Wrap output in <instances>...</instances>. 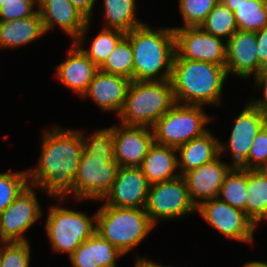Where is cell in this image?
Here are the masks:
<instances>
[{"label": "cell", "mask_w": 267, "mask_h": 267, "mask_svg": "<svg viewBox=\"0 0 267 267\" xmlns=\"http://www.w3.org/2000/svg\"><path fill=\"white\" fill-rule=\"evenodd\" d=\"M244 107L234 119L228 144L219 143L220 155L230 151L233 167H240L247 160L257 133L266 125L265 112L249 101Z\"/></svg>", "instance_id": "4fadbf2b"}, {"label": "cell", "mask_w": 267, "mask_h": 267, "mask_svg": "<svg viewBox=\"0 0 267 267\" xmlns=\"http://www.w3.org/2000/svg\"><path fill=\"white\" fill-rule=\"evenodd\" d=\"M45 222L46 236L51 249L67 253L68 257L96 232V213L65 209L51 205Z\"/></svg>", "instance_id": "8992f818"}, {"label": "cell", "mask_w": 267, "mask_h": 267, "mask_svg": "<svg viewBox=\"0 0 267 267\" xmlns=\"http://www.w3.org/2000/svg\"><path fill=\"white\" fill-rule=\"evenodd\" d=\"M267 166V125L256 135L247 160L240 166L248 170H261Z\"/></svg>", "instance_id": "d590c367"}, {"label": "cell", "mask_w": 267, "mask_h": 267, "mask_svg": "<svg viewBox=\"0 0 267 267\" xmlns=\"http://www.w3.org/2000/svg\"><path fill=\"white\" fill-rule=\"evenodd\" d=\"M133 67L134 59L130 39L125 36L99 70L108 74L120 75L133 81Z\"/></svg>", "instance_id": "4dcf8cb0"}, {"label": "cell", "mask_w": 267, "mask_h": 267, "mask_svg": "<svg viewBox=\"0 0 267 267\" xmlns=\"http://www.w3.org/2000/svg\"><path fill=\"white\" fill-rule=\"evenodd\" d=\"M175 53L182 59L215 65L226 64V41L205 32L201 27L173 28Z\"/></svg>", "instance_id": "7c38bea8"}, {"label": "cell", "mask_w": 267, "mask_h": 267, "mask_svg": "<svg viewBox=\"0 0 267 267\" xmlns=\"http://www.w3.org/2000/svg\"><path fill=\"white\" fill-rule=\"evenodd\" d=\"M175 104L171 79L132 81L118 119L125 125L152 128Z\"/></svg>", "instance_id": "277c9868"}, {"label": "cell", "mask_w": 267, "mask_h": 267, "mask_svg": "<svg viewBox=\"0 0 267 267\" xmlns=\"http://www.w3.org/2000/svg\"><path fill=\"white\" fill-rule=\"evenodd\" d=\"M36 187L28 185L18 197L0 213V241H29L25 236L39 218L43 216Z\"/></svg>", "instance_id": "8fae6325"}, {"label": "cell", "mask_w": 267, "mask_h": 267, "mask_svg": "<svg viewBox=\"0 0 267 267\" xmlns=\"http://www.w3.org/2000/svg\"><path fill=\"white\" fill-rule=\"evenodd\" d=\"M227 78L222 65L182 59L175 53L171 82L178 104L221 105L222 90Z\"/></svg>", "instance_id": "7a4b0ae2"}, {"label": "cell", "mask_w": 267, "mask_h": 267, "mask_svg": "<svg viewBox=\"0 0 267 267\" xmlns=\"http://www.w3.org/2000/svg\"><path fill=\"white\" fill-rule=\"evenodd\" d=\"M31 244L24 242H2L1 267H29Z\"/></svg>", "instance_id": "e575fe53"}, {"label": "cell", "mask_w": 267, "mask_h": 267, "mask_svg": "<svg viewBox=\"0 0 267 267\" xmlns=\"http://www.w3.org/2000/svg\"><path fill=\"white\" fill-rule=\"evenodd\" d=\"M244 267H267L266 261H249L244 264Z\"/></svg>", "instance_id": "ee69618b"}, {"label": "cell", "mask_w": 267, "mask_h": 267, "mask_svg": "<svg viewBox=\"0 0 267 267\" xmlns=\"http://www.w3.org/2000/svg\"><path fill=\"white\" fill-rule=\"evenodd\" d=\"M154 227L145 208L102 205L96 212V232L124 255L139 246Z\"/></svg>", "instance_id": "5b68a950"}, {"label": "cell", "mask_w": 267, "mask_h": 267, "mask_svg": "<svg viewBox=\"0 0 267 267\" xmlns=\"http://www.w3.org/2000/svg\"><path fill=\"white\" fill-rule=\"evenodd\" d=\"M255 85L258 89L263 88V98H252L249 102L256 108H259L262 112L267 111V78H254Z\"/></svg>", "instance_id": "74e56055"}, {"label": "cell", "mask_w": 267, "mask_h": 267, "mask_svg": "<svg viewBox=\"0 0 267 267\" xmlns=\"http://www.w3.org/2000/svg\"><path fill=\"white\" fill-rule=\"evenodd\" d=\"M257 41V58L259 64L267 59V27L262 28L256 32Z\"/></svg>", "instance_id": "f35d334b"}, {"label": "cell", "mask_w": 267, "mask_h": 267, "mask_svg": "<svg viewBox=\"0 0 267 267\" xmlns=\"http://www.w3.org/2000/svg\"><path fill=\"white\" fill-rule=\"evenodd\" d=\"M134 265V267H163V265H160V263L156 264L155 262L151 261V259H146L140 255H137Z\"/></svg>", "instance_id": "60d3db41"}, {"label": "cell", "mask_w": 267, "mask_h": 267, "mask_svg": "<svg viewBox=\"0 0 267 267\" xmlns=\"http://www.w3.org/2000/svg\"><path fill=\"white\" fill-rule=\"evenodd\" d=\"M84 133L86 132L82 131L83 151L87 155L94 158H104V161H115L114 140L108 128L98 129L89 137Z\"/></svg>", "instance_id": "1f68e13d"}, {"label": "cell", "mask_w": 267, "mask_h": 267, "mask_svg": "<svg viewBox=\"0 0 267 267\" xmlns=\"http://www.w3.org/2000/svg\"><path fill=\"white\" fill-rule=\"evenodd\" d=\"M118 169L119 166L115 161L94 158L83 151L74 177L75 200L102 201L111 190Z\"/></svg>", "instance_id": "30bf717a"}, {"label": "cell", "mask_w": 267, "mask_h": 267, "mask_svg": "<svg viewBox=\"0 0 267 267\" xmlns=\"http://www.w3.org/2000/svg\"><path fill=\"white\" fill-rule=\"evenodd\" d=\"M246 214L256 226L267 217V176L247 169Z\"/></svg>", "instance_id": "d4e9b609"}, {"label": "cell", "mask_w": 267, "mask_h": 267, "mask_svg": "<svg viewBox=\"0 0 267 267\" xmlns=\"http://www.w3.org/2000/svg\"><path fill=\"white\" fill-rule=\"evenodd\" d=\"M219 0H179L184 25L172 28L200 27Z\"/></svg>", "instance_id": "836d02e7"}, {"label": "cell", "mask_w": 267, "mask_h": 267, "mask_svg": "<svg viewBox=\"0 0 267 267\" xmlns=\"http://www.w3.org/2000/svg\"><path fill=\"white\" fill-rule=\"evenodd\" d=\"M247 169L232 167L226 174L218 198L246 213Z\"/></svg>", "instance_id": "4316f807"}, {"label": "cell", "mask_w": 267, "mask_h": 267, "mask_svg": "<svg viewBox=\"0 0 267 267\" xmlns=\"http://www.w3.org/2000/svg\"><path fill=\"white\" fill-rule=\"evenodd\" d=\"M1 258H2V242L0 241V267H1Z\"/></svg>", "instance_id": "bcb514c9"}, {"label": "cell", "mask_w": 267, "mask_h": 267, "mask_svg": "<svg viewBox=\"0 0 267 267\" xmlns=\"http://www.w3.org/2000/svg\"><path fill=\"white\" fill-rule=\"evenodd\" d=\"M233 13L240 31L257 32L267 27V0H248Z\"/></svg>", "instance_id": "f1b7e54d"}, {"label": "cell", "mask_w": 267, "mask_h": 267, "mask_svg": "<svg viewBox=\"0 0 267 267\" xmlns=\"http://www.w3.org/2000/svg\"><path fill=\"white\" fill-rule=\"evenodd\" d=\"M130 39L134 67L133 81L171 79L175 56L174 29L153 30L145 23L126 33Z\"/></svg>", "instance_id": "3957f363"}, {"label": "cell", "mask_w": 267, "mask_h": 267, "mask_svg": "<svg viewBox=\"0 0 267 267\" xmlns=\"http://www.w3.org/2000/svg\"><path fill=\"white\" fill-rule=\"evenodd\" d=\"M265 117H266V125H267V111L265 112Z\"/></svg>", "instance_id": "c3c4849f"}, {"label": "cell", "mask_w": 267, "mask_h": 267, "mask_svg": "<svg viewBox=\"0 0 267 267\" xmlns=\"http://www.w3.org/2000/svg\"><path fill=\"white\" fill-rule=\"evenodd\" d=\"M132 80L98 70L86 93L82 96L91 98L96 105L107 112H115L118 116L123 108L125 98Z\"/></svg>", "instance_id": "d6986e66"}, {"label": "cell", "mask_w": 267, "mask_h": 267, "mask_svg": "<svg viewBox=\"0 0 267 267\" xmlns=\"http://www.w3.org/2000/svg\"><path fill=\"white\" fill-rule=\"evenodd\" d=\"M212 118L203 106L176 103L152 127L154 143L178 148L207 132Z\"/></svg>", "instance_id": "52a82bcc"}, {"label": "cell", "mask_w": 267, "mask_h": 267, "mask_svg": "<svg viewBox=\"0 0 267 267\" xmlns=\"http://www.w3.org/2000/svg\"><path fill=\"white\" fill-rule=\"evenodd\" d=\"M219 1L233 12L237 8V6L242 5L248 0H219Z\"/></svg>", "instance_id": "b9f144b4"}, {"label": "cell", "mask_w": 267, "mask_h": 267, "mask_svg": "<svg viewBox=\"0 0 267 267\" xmlns=\"http://www.w3.org/2000/svg\"><path fill=\"white\" fill-rule=\"evenodd\" d=\"M261 170H262V171L264 172V174L267 176V166H264Z\"/></svg>", "instance_id": "7dc6e473"}, {"label": "cell", "mask_w": 267, "mask_h": 267, "mask_svg": "<svg viewBox=\"0 0 267 267\" xmlns=\"http://www.w3.org/2000/svg\"><path fill=\"white\" fill-rule=\"evenodd\" d=\"M256 32L237 30L226 41L227 76L236 75L242 79L255 77L260 64L257 58Z\"/></svg>", "instance_id": "e0dca14e"}, {"label": "cell", "mask_w": 267, "mask_h": 267, "mask_svg": "<svg viewBox=\"0 0 267 267\" xmlns=\"http://www.w3.org/2000/svg\"><path fill=\"white\" fill-rule=\"evenodd\" d=\"M145 211L156 227L161 220H175L195 214L197 207L190 199L183 176L150 185Z\"/></svg>", "instance_id": "ba28073f"}, {"label": "cell", "mask_w": 267, "mask_h": 267, "mask_svg": "<svg viewBox=\"0 0 267 267\" xmlns=\"http://www.w3.org/2000/svg\"><path fill=\"white\" fill-rule=\"evenodd\" d=\"M205 32L227 41L238 30L234 13L220 1L200 26Z\"/></svg>", "instance_id": "f546056e"}, {"label": "cell", "mask_w": 267, "mask_h": 267, "mask_svg": "<svg viewBox=\"0 0 267 267\" xmlns=\"http://www.w3.org/2000/svg\"><path fill=\"white\" fill-rule=\"evenodd\" d=\"M114 140V159L119 167H140L154 144L152 128L118 124L108 128Z\"/></svg>", "instance_id": "5bb4252c"}, {"label": "cell", "mask_w": 267, "mask_h": 267, "mask_svg": "<svg viewBox=\"0 0 267 267\" xmlns=\"http://www.w3.org/2000/svg\"><path fill=\"white\" fill-rule=\"evenodd\" d=\"M124 256L97 232L86 239L69 256L73 267H117V259Z\"/></svg>", "instance_id": "44dd1931"}, {"label": "cell", "mask_w": 267, "mask_h": 267, "mask_svg": "<svg viewBox=\"0 0 267 267\" xmlns=\"http://www.w3.org/2000/svg\"><path fill=\"white\" fill-rule=\"evenodd\" d=\"M126 36V33L118 29L103 28L96 37L89 39V48L81 50L87 57L100 68L116 45Z\"/></svg>", "instance_id": "83f0119b"}, {"label": "cell", "mask_w": 267, "mask_h": 267, "mask_svg": "<svg viewBox=\"0 0 267 267\" xmlns=\"http://www.w3.org/2000/svg\"><path fill=\"white\" fill-rule=\"evenodd\" d=\"M254 78H267V59L260 64L259 71Z\"/></svg>", "instance_id": "7bdbcfd3"}, {"label": "cell", "mask_w": 267, "mask_h": 267, "mask_svg": "<svg viewBox=\"0 0 267 267\" xmlns=\"http://www.w3.org/2000/svg\"><path fill=\"white\" fill-rule=\"evenodd\" d=\"M177 148L154 143L148 150L140 168L150 185L180 176Z\"/></svg>", "instance_id": "603a6c76"}, {"label": "cell", "mask_w": 267, "mask_h": 267, "mask_svg": "<svg viewBox=\"0 0 267 267\" xmlns=\"http://www.w3.org/2000/svg\"><path fill=\"white\" fill-rule=\"evenodd\" d=\"M88 20L93 16L96 0H69ZM92 15V16H91Z\"/></svg>", "instance_id": "ab89813d"}, {"label": "cell", "mask_w": 267, "mask_h": 267, "mask_svg": "<svg viewBox=\"0 0 267 267\" xmlns=\"http://www.w3.org/2000/svg\"><path fill=\"white\" fill-rule=\"evenodd\" d=\"M232 167V164L221 161L219 155L213 161L183 175L190 199L196 207L206 200L218 197L224 178Z\"/></svg>", "instance_id": "ac0fdd59"}, {"label": "cell", "mask_w": 267, "mask_h": 267, "mask_svg": "<svg viewBox=\"0 0 267 267\" xmlns=\"http://www.w3.org/2000/svg\"><path fill=\"white\" fill-rule=\"evenodd\" d=\"M137 0H104L103 15L105 27L118 29L125 33L137 28L144 23L137 18L136 6ZM140 20V21H139Z\"/></svg>", "instance_id": "484cf974"}, {"label": "cell", "mask_w": 267, "mask_h": 267, "mask_svg": "<svg viewBox=\"0 0 267 267\" xmlns=\"http://www.w3.org/2000/svg\"><path fill=\"white\" fill-rule=\"evenodd\" d=\"M46 35L39 12L17 20L0 22V49L25 46Z\"/></svg>", "instance_id": "cb8c5ba5"}, {"label": "cell", "mask_w": 267, "mask_h": 267, "mask_svg": "<svg viewBox=\"0 0 267 267\" xmlns=\"http://www.w3.org/2000/svg\"><path fill=\"white\" fill-rule=\"evenodd\" d=\"M38 0H21L2 3L0 8V20L11 21L26 18L38 11Z\"/></svg>", "instance_id": "8d00e7d4"}, {"label": "cell", "mask_w": 267, "mask_h": 267, "mask_svg": "<svg viewBox=\"0 0 267 267\" xmlns=\"http://www.w3.org/2000/svg\"><path fill=\"white\" fill-rule=\"evenodd\" d=\"M99 68L73 41L67 59L56 65V78L81 97L86 93Z\"/></svg>", "instance_id": "ffe728a7"}, {"label": "cell", "mask_w": 267, "mask_h": 267, "mask_svg": "<svg viewBox=\"0 0 267 267\" xmlns=\"http://www.w3.org/2000/svg\"><path fill=\"white\" fill-rule=\"evenodd\" d=\"M11 1H21V0H0V8L2 7V3Z\"/></svg>", "instance_id": "f6af8a7d"}, {"label": "cell", "mask_w": 267, "mask_h": 267, "mask_svg": "<svg viewBox=\"0 0 267 267\" xmlns=\"http://www.w3.org/2000/svg\"><path fill=\"white\" fill-rule=\"evenodd\" d=\"M197 212L207 224L227 238L243 243H254L256 225L247 214L220 200H206L197 206Z\"/></svg>", "instance_id": "9c48e42d"}, {"label": "cell", "mask_w": 267, "mask_h": 267, "mask_svg": "<svg viewBox=\"0 0 267 267\" xmlns=\"http://www.w3.org/2000/svg\"><path fill=\"white\" fill-rule=\"evenodd\" d=\"M29 185L27 170L0 173V213Z\"/></svg>", "instance_id": "d6a6232c"}, {"label": "cell", "mask_w": 267, "mask_h": 267, "mask_svg": "<svg viewBox=\"0 0 267 267\" xmlns=\"http://www.w3.org/2000/svg\"><path fill=\"white\" fill-rule=\"evenodd\" d=\"M150 184L140 167H119L103 205L119 208H145Z\"/></svg>", "instance_id": "2e32d148"}, {"label": "cell", "mask_w": 267, "mask_h": 267, "mask_svg": "<svg viewBox=\"0 0 267 267\" xmlns=\"http://www.w3.org/2000/svg\"><path fill=\"white\" fill-rule=\"evenodd\" d=\"M37 8L45 33L53 31L58 25L78 46H83L91 21L69 0H38Z\"/></svg>", "instance_id": "9a60e30c"}, {"label": "cell", "mask_w": 267, "mask_h": 267, "mask_svg": "<svg viewBox=\"0 0 267 267\" xmlns=\"http://www.w3.org/2000/svg\"><path fill=\"white\" fill-rule=\"evenodd\" d=\"M219 139L211 131L196 137L177 148L180 176L209 163L220 155Z\"/></svg>", "instance_id": "7402d4cb"}, {"label": "cell", "mask_w": 267, "mask_h": 267, "mask_svg": "<svg viewBox=\"0 0 267 267\" xmlns=\"http://www.w3.org/2000/svg\"><path fill=\"white\" fill-rule=\"evenodd\" d=\"M37 167L27 169L29 184L60 203L69 193L74 198V177L80 164L82 131L55 126L44 130Z\"/></svg>", "instance_id": "6da1fadb"}]
</instances>
